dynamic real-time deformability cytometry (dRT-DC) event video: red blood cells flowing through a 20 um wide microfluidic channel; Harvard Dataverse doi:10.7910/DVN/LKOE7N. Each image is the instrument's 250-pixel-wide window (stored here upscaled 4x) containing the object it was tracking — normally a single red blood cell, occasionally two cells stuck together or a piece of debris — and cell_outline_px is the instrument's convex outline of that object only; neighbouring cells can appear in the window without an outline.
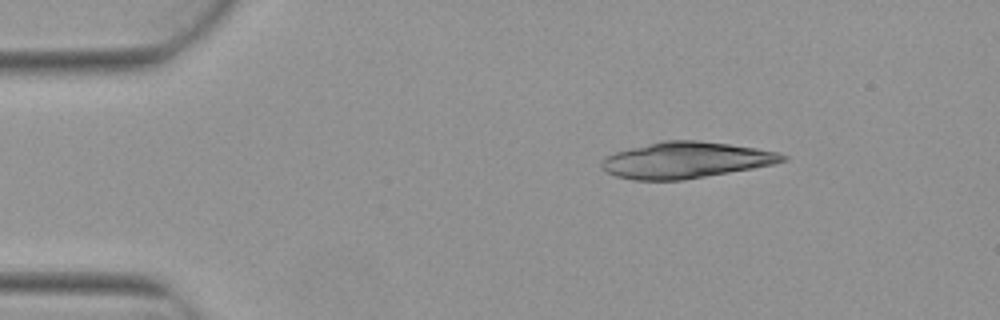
{"species": "Egyptian fruit bat (a non-hibernating species)", "species_latin": "Rousettus aegyptiacus", "temperature_condition": "warm", "stored_images_in_passage": 2, "camera_frame_rate_fps": 3000, "um_per_image_px": 0.085, "animal": {"sex": "female"}, "frame": {"image": 1, "passage_image": 1, "time_ms": 0.0, "image_size_px": [1000, 320], "cell_outline_px": [[788, 160], [776, 164], [680, 180], [632, 180], [616, 176], [600, 168], [600, 164], [604, 156], [616, 152], [664, 140], [696, 140], [728, 144], [756, 148], [776, 152], [788, 156]], "centroid_in_image_um": [58.28, 13.61], "position_along_channel_um": 26.7, "area_um2": 37.86}}